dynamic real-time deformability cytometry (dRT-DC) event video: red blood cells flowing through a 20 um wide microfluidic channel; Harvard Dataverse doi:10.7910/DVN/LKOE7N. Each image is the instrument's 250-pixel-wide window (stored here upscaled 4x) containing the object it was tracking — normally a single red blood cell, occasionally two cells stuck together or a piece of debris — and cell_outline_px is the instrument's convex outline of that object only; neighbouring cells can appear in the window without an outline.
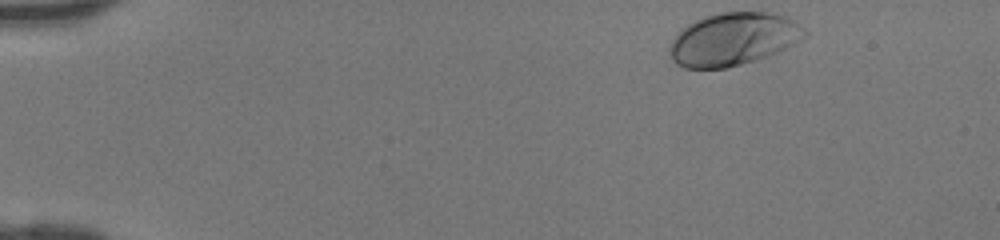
{"species": "human", "species_latin": "Homo sapiens", "temperature_condition": "room temperature", "stored_images_in_passage": 37, "camera_frame_rate_fps": 3000, "um_per_image_px": 0.085, "donor": {"sex": "female"}, "frame": {"image": 1, "passage_image": 1, "time_ms": 0.0, "image_size_px": [1000, 240], "cell_outline_px": [[808, 36], [768, 56], [728, 68], [684, 68], [676, 64], [672, 60], [668, 52], [668, 48], [676, 32], [688, 24], [704, 16], [720, 12], [768, 12], [784, 16], [792, 20], [804, 28], [808, 32]], "centroid_in_image_um": [62.29, 3.33], "position_along_channel_um": 22.7, "area_um2": 41.62}}
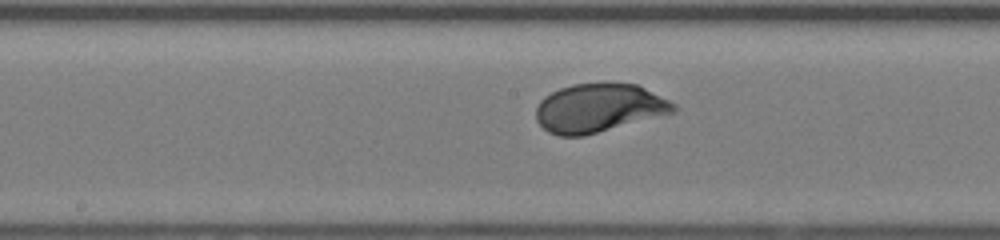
{"frame": {"image": 2, "passage_image": 20, "time_ms": 6.333, "image_size_px": [1000, 240], "cell_outline_px": [[676, 108], [672, 112], [584, 136], [560, 136], [548, 132], [536, 120], [536, 108], [540, 100], [544, 96], [560, 88], [572, 84], [604, 80], [640, 84], [676, 104]], "centroid_in_image_um": [50.88, 9.13], "position_along_channel_um": 197.3, "area_um2": 39.48}}
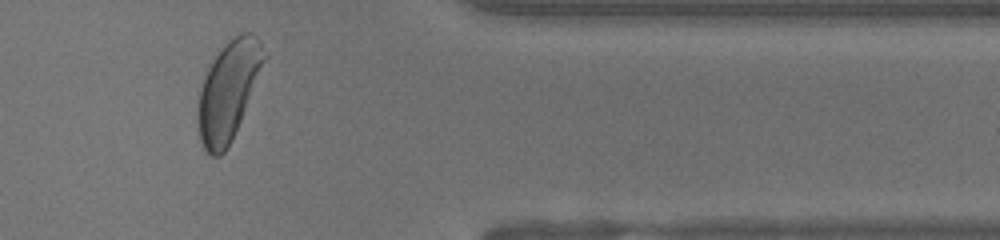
{"frame": {"image": 3, "passage_image": 34, "time_ms": 11.0, "image_size_px": [1000, 240], "cell_outline_px": [[268, 56], [240, 120], [224, 152], [220, 156], [212, 156], [204, 148], [200, 140], [196, 116], [196, 108], [200, 88], [204, 76], [212, 60], [228, 40], [240, 32], [252, 32], [256, 36], [268, 52]], "centroid_in_image_um": [19.41, 7.65], "position_along_channel_um": 392.0, "area_um2": 38.03}}